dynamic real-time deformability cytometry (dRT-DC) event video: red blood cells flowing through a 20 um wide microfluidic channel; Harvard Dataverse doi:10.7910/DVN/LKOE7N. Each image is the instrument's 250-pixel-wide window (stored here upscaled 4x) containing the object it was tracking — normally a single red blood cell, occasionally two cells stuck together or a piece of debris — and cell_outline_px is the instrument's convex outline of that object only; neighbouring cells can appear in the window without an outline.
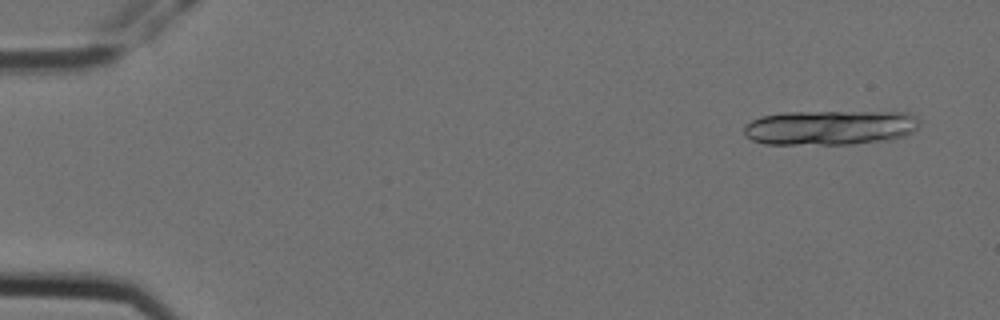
{"species": "Egyptian fruit bat (a non-hibernating species)", "species_latin": "Rousettus aegyptiacus", "temperature_condition": "cold", "stored_images_in_passage": 6, "camera_frame_rate_fps": 3000, "um_per_image_px": 0.085, "animal": {"sex": "female"}, "frame": {"image": 1, "passage_image": 1, "time_ms": 0.0, "image_size_px": [1000, 320], "cell_outline_px": [[920, 124], [908, 136], [892, 140], [852, 144], [764, 144], [752, 140], [744, 136], [744, 124], [760, 116], [784, 112], [908, 112], [916, 116], [920, 120]], "centroid_in_image_um": [70.58, 10.84], "position_along_channel_um": 14.4, "area_um2": 36.13}}